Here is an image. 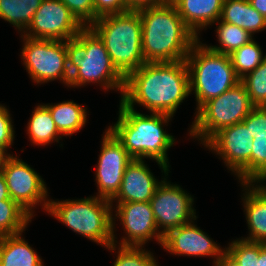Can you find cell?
I'll return each instance as SVG.
<instances>
[{
    "instance_id": "cell-1",
    "label": "cell",
    "mask_w": 266,
    "mask_h": 266,
    "mask_svg": "<svg viewBox=\"0 0 266 266\" xmlns=\"http://www.w3.org/2000/svg\"><path fill=\"white\" fill-rule=\"evenodd\" d=\"M189 95V71L185 60L144 63L125 77L120 101L133 110L139 103L150 113L174 116Z\"/></svg>"
},
{
    "instance_id": "cell-2",
    "label": "cell",
    "mask_w": 266,
    "mask_h": 266,
    "mask_svg": "<svg viewBox=\"0 0 266 266\" xmlns=\"http://www.w3.org/2000/svg\"><path fill=\"white\" fill-rule=\"evenodd\" d=\"M137 11L141 18L145 63L185 60L199 37L183 22L175 6L166 1Z\"/></svg>"
},
{
    "instance_id": "cell-3",
    "label": "cell",
    "mask_w": 266,
    "mask_h": 266,
    "mask_svg": "<svg viewBox=\"0 0 266 266\" xmlns=\"http://www.w3.org/2000/svg\"><path fill=\"white\" fill-rule=\"evenodd\" d=\"M119 104L118 120L107 129L133 159L155 160L164 175L168 176L170 166L167 150L175 144L176 139L163 127L168 126L173 116L163 113L145 115L130 109L121 101Z\"/></svg>"
},
{
    "instance_id": "cell-4",
    "label": "cell",
    "mask_w": 266,
    "mask_h": 266,
    "mask_svg": "<svg viewBox=\"0 0 266 266\" xmlns=\"http://www.w3.org/2000/svg\"><path fill=\"white\" fill-rule=\"evenodd\" d=\"M66 52L70 74L68 87L99 83L100 88L115 89L122 96L125 77L113 65L103 41L89 26L66 41Z\"/></svg>"
},
{
    "instance_id": "cell-5",
    "label": "cell",
    "mask_w": 266,
    "mask_h": 266,
    "mask_svg": "<svg viewBox=\"0 0 266 266\" xmlns=\"http://www.w3.org/2000/svg\"><path fill=\"white\" fill-rule=\"evenodd\" d=\"M89 27L103 41L113 65L124 77L145 63L138 11L108 14L99 17Z\"/></svg>"
},
{
    "instance_id": "cell-6",
    "label": "cell",
    "mask_w": 266,
    "mask_h": 266,
    "mask_svg": "<svg viewBox=\"0 0 266 266\" xmlns=\"http://www.w3.org/2000/svg\"><path fill=\"white\" fill-rule=\"evenodd\" d=\"M113 207L110 200L97 196L49 201L47 212L92 242L107 248L113 244Z\"/></svg>"
},
{
    "instance_id": "cell-7",
    "label": "cell",
    "mask_w": 266,
    "mask_h": 266,
    "mask_svg": "<svg viewBox=\"0 0 266 266\" xmlns=\"http://www.w3.org/2000/svg\"><path fill=\"white\" fill-rule=\"evenodd\" d=\"M189 71L190 94L196 99V111L207 101L220 96L240 82L229 55L216 53L199 40L186 59Z\"/></svg>"
},
{
    "instance_id": "cell-8",
    "label": "cell",
    "mask_w": 266,
    "mask_h": 266,
    "mask_svg": "<svg viewBox=\"0 0 266 266\" xmlns=\"http://www.w3.org/2000/svg\"><path fill=\"white\" fill-rule=\"evenodd\" d=\"M255 106L240 81L220 96L205 102L194 114L189 136L204 145L223 128L242 122Z\"/></svg>"
},
{
    "instance_id": "cell-9",
    "label": "cell",
    "mask_w": 266,
    "mask_h": 266,
    "mask_svg": "<svg viewBox=\"0 0 266 266\" xmlns=\"http://www.w3.org/2000/svg\"><path fill=\"white\" fill-rule=\"evenodd\" d=\"M21 59L29 77L36 84L60 80L69 85L66 41L34 39L21 35Z\"/></svg>"
},
{
    "instance_id": "cell-10",
    "label": "cell",
    "mask_w": 266,
    "mask_h": 266,
    "mask_svg": "<svg viewBox=\"0 0 266 266\" xmlns=\"http://www.w3.org/2000/svg\"><path fill=\"white\" fill-rule=\"evenodd\" d=\"M253 137L243 122L215 133L204 146L219 155L241 183H252Z\"/></svg>"
},
{
    "instance_id": "cell-11",
    "label": "cell",
    "mask_w": 266,
    "mask_h": 266,
    "mask_svg": "<svg viewBox=\"0 0 266 266\" xmlns=\"http://www.w3.org/2000/svg\"><path fill=\"white\" fill-rule=\"evenodd\" d=\"M10 198L34 217L33 209L42 205L47 212L49 207L48 189L44 179L30 165L9 154L2 166ZM39 203V204H38Z\"/></svg>"
},
{
    "instance_id": "cell-12",
    "label": "cell",
    "mask_w": 266,
    "mask_h": 266,
    "mask_svg": "<svg viewBox=\"0 0 266 266\" xmlns=\"http://www.w3.org/2000/svg\"><path fill=\"white\" fill-rule=\"evenodd\" d=\"M167 178H162V183L149 201L157 228L163 236L197 219L194 198L178 184H171Z\"/></svg>"
},
{
    "instance_id": "cell-13",
    "label": "cell",
    "mask_w": 266,
    "mask_h": 266,
    "mask_svg": "<svg viewBox=\"0 0 266 266\" xmlns=\"http://www.w3.org/2000/svg\"><path fill=\"white\" fill-rule=\"evenodd\" d=\"M115 211L113 217V244L117 245L115 236V219H120L124 236L119 246L144 247L151 239H156L159 245L162 244L163 235L159 232L153 215L150 202H126L116 203L112 206ZM115 216V217H114Z\"/></svg>"
},
{
    "instance_id": "cell-14",
    "label": "cell",
    "mask_w": 266,
    "mask_h": 266,
    "mask_svg": "<svg viewBox=\"0 0 266 266\" xmlns=\"http://www.w3.org/2000/svg\"><path fill=\"white\" fill-rule=\"evenodd\" d=\"M84 26L60 0H43L23 36L67 41ZM29 30V31H28Z\"/></svg>"
},
{
    "instance_id": "cell-15",
    "label": "cell",
    "mask_w": 266,
    "mask_h": 266,
    "mask_svg": "<svg viewBox=\"0 0 266 266\" xmlns=\"http://www.w3.org/2000/svg\"><path fill=\"white\" fill-rule=\"evenodd\" d=\"M95 173L97 197L111 200L120 189L126 166L133 160L117 138L106 129Z\"/></svg>"
},
{
    "instance_id": "cell-16",
    "label": "cell",
    "mask_w": 266,
    "mask_h": 266,
    "mask_svg": "<svg viewBox=\"0 0 266 266\" xmlns=\"http://www.w3.org/2000/svg\"><path fill=\"white\" fill-rule=\"evenodd\" d=\"M192 221L186 225L174 228L163 236L161 247L168 253L181 256L213 257L215 266L217 260L225 252L208 234Z\"/></svg>"
},
{
    "instance_id": "cell-17",
    "label": "cell",
    "mask_w": 266,
    "mask_h": 266,
    "mask_svg": "<svg viewBox=\"0 0 266 266\" xmlns=\"http://www.w3.org/2000/svg\"><path fill=\"white\" fill-rule=\"evenodd\" d=\"M143 159H133L127 166L117 194L110 200L115 203L149 202L156 192L159 182Z\"/></svg>"
},
{
    "instance_id": "cell-18",
    "label": "cell",
    "mask_w": 266,
    "mask_h": 266,
    "mask_svg": "<svg viewBox=\"0 0 266 266\" xmlns=\"http://www.w3.org/2000/svg\"><path fill=\"white\" fill-rule=\"evenodd\" d=\"M244 186L242 197L249 235L241 239L266 244V184L240 183Z\"/></svg>"
},
{
    "instance_id": "cell-19",
    "label": "cell",
    "mask_w": 266,
    "mask_h": 266,
    "mask_svg": "<svg viewBox=\"0 0 266 266\" xmlns=\"http://www.w3.org/2000/svg\"><path fill=\"white\" fill-rule=\"evenodd\" d=\"M168 1L175 6L183 22L199 37L201 29H206L220 19L224 0Z\"/></svg>"
},
{
    "instance_id": "cell-20",
    "label": "cell",
    "mask_w": 266,
    "mask_h": 266,
    "mask_svg": "<svg viewBox=\"0 0 266 266\" xmlns=\"http://www.w3.org/2000/svg\"><path fill=\"white\" fill-rule=\"evenodd\" d=\"M220 20L241 27L252 36L266 29V18L248 0H224Z\"/></svg>"
},
{
    "instance_id": "cell-21",
    "label": "cell",
    "mask_w": 266,
    "mask_h": 266,
    "mask_svg": "<svg viewBox=\"0 0 266 266\" xmlns=\"http://www.w3.org/2000/svg\"><path fill=\"white\" fill-rule=\"evenodd\" d=\"M0 266H44L22 233L0 237Z\"/></svg>"
},
{
    "instance_id": "cell-22",
    "label": "cell",
    "mask_w": 266,
    "mask_h": 266,
    "mask_svg": "<svg viewBox=\"0 0 266 266\" xmlns=\"http://www.w3.org/2000/svg\"><path fill=\"white\" fill-rule=\"evenodd\" d=\"M43 105L50 111L57 129L63 137L80 131L87 122V108L73 100Z\"/></svg>"
},
{
    "instance_id": "cell-23",
    "label": "cell",
    "mask_w": 266,
    "mask_h": 266,
    "mask_svg": "<svg viewBox=\"0 0 266 266\" xmlns=\"http://www.w3.org/2000/svg\"><path fill=\"white\" fill-rule=\"evenodd\" d=\"M27 125L26 130L30 142L35 146H45L53 142L59 143V139H62L50 111L43 104L34 108Z\"/></svg>"
},
{
    "instance_id": "cell-24",
    "label": "cell",
    "mask_w": 266,
    "mask_h": 266,
    "mask_svg": "<svg viewBox=\"0 0 266 266\" xmlns=\"http://www.w3.org/2000/svg\"><path fill=\"white\" fill-rule=\"evenodd\" d=\"M43 0H0V19L9 22L22 35Z\"/></svg>"
},
{
    "instance_id": "cell-25",
    "label": "cell",
    "mask_w": 266,
    "mask_h": 266,
    "mask_svg": "<svg viewBox=\"0 0 266 266\" xmlns=\"http://www.w3.org/2000/svg\"><path fill=\"white\" fill-rule=\"evenodd\" d=\"M32 216L11 198L0 201V237L23 233Z\"/></svg>"
},
{
    "instance_id": "cell-26",
    "label": "cell",
    "mask_w": 266,
    "mask_h": 266,
    "mask_svg": "<svg viewBox=\"0 0 266 266\" xmlns=\"http://www.w3.org/2000/svg\"><path fill=\"white\" fill-rule=\"evenodd\" d=\"M216 23L218 24L216 27V37L220 45L209 46L208 44H204L207 48L216 53L229 55L234 50L254 39L249 32L234 24L222 22L220 19Z\"/></svg>"
},
{
    "instance_id": "cell-27",
    "label": "cell",
    "mask_w": 266,
    "mask_h": 266,
    "mask_svg": "<svg viewBox=\"0 0 266 266\" xmlns=\"http://www.w3.org/2000/svg\"><path fill=\"white\" fill-rule=\"evenodd\" d=\"M232 66L241 79L249 72L255 70L266 57L263 56L262 48L254 39L229 54Z\"/></svg>"
},
{
    "instance_id": "cell-28",
    "label": "cell",
    "mask_w": 266,
    "mask_h": 266,
    "mask_svg": "<svg viewBox=\"0 0 266 266\" xmlns=\"http://www.w3.org/2000/svg\"><path fill=\"white\" fill-rule=\"evenodd\" d=\"M143 248L144 247L116 246L115 244H111L107 247L108 250L112 252L117 250L118 253L113 266H159L153 253Z\"/></svg>"
},
{
    "instance_id": "cell-29",
    "label": "cell",
    "mask_w": 266,
    "mask_h": 266,
    "mask_svg": "<svg viewBox=\"0 0 266 266\" xmlns=\"http://www.w3.org/2000/svg\"><path fill=\"white\" fill-rule=\"evenodd\" d=\"M255 107L266 106V57L252 72L240 79Z\"/></svg>"
},
{
    "instance_id": "cell-30",
    "label": "cell",
    "mask_w": 266,
    "mask_h": 266,
    "mask_svg": "<svg viewBox=\"0 0 266 266\" xmlns=\"http://www.w3.org/2000/svg\"><path fill=\"white\" fill-rule=\"evenodd\" d=\"M225 251L240 266H256V259H259V243L243 239H235L225 247Z\"/></svg>"
},
{
    "instance_id": "cell-31",
    "label": "cell",
    "mask_w": 266,
    "mask_h": 266,
    "mask_svg": "<svg viewBox=\"0 0 266 266\" xmlns=\"http://www.w3.org/2000/svg\"><path fill=\"white\" fill-rule=\"evenodd\" d=\"M266 181V137L254 138L252 146V183Z\"/></svg>"
},
{
    "instance_id": "cell-32",
    "label": "cell",
    "mask_w": 266,
    "mask_h": 266,
    "mask_svg": "<svg viewBox=\"0 0 266 266\" xmlns=\"http://www.w3.org/2000/svg\"><path fill=\"white\" fill-rule=\"evenodd\" d=\"M84 26L94 22V0H60Z\"/></svg>"
},
{
    "instance_id": "cell-33",
    "label": "cell",
    "mask_w": 266,
    "mask_h": 266,
    "mask_svg": "<svg viewBox=\"0 0 266 266\" xmlns=\"http://www.w3.org/2000/svg\"><path fill=\"white\" fill-rule=\"evenodd\" d=\"M242 122L253 138L266 137V106L254 107Z\"/></svg>"
},
{
    "instance_id": "cell-34",
    "label": "cell",
    "mask_w": 266,
    "mask_h": 266,
    "mask_svg": "<svg viewBox=\"0 0 266 266\" xmlns=\"http://www.w3.org/2000/svg\"><path fill=\"white\" fill-rule=\"evenodd\" d=\"M9 109L0 104V148L7 153L15 138L14 125Z\"/></svg>"
},
{
    "instance_id": "cell-35",
    "label": "cell",
    "mask_w": 266,
    "mask_h": 266,
    "mask_svg": "<svg viewBox=\"0 0 266 266\" xmlns=\"http://www.w3.org/2000/svg\"><path fill=\"white\" fill-rule=\"evenodd\" d=\"M130 11L126 0H94V22L102 16Z\"/></svg>"
},
{
    "instance_id": "cell-36",
    "label": "cell",
    "mask_w": 266,
    "mask_h": 266,
    "mask_svg": "<svg viewBox=\"0 0 266 266\" xmlns=\"http://www.w3.org/2000/svg\"><path fill=\"white\" fill-rule=\"evenodd\" d=\"M168 0H126L129 10L137 11L144 7L156 6Z\"/></svg>"
},
{
    "instance_id": "cell-37",
    "label": "cell",
    "mask_w": 266,
    "mask_h": 266,
    "mask_svg": "<svg viewBox=\"0 0 266 266\" xmlns=\"http://www.w3.org/2000/svg\"><path fill=\"white\" fill-rule=\"evenodd\" d=\"M215 266H240L235 260L225 251L217 260Z\"/></svg>"
},
{
    "instance_id": "cell-38",
    "label": "cell",
    "mask_w": 266,
    "mask_h": 266,
    "mask_svg": "<svg viewBox=\"0 0 266 266\" xmlns=\"http://www.w3.org/2000/svg\"><path fill=\"white\" fill-rule=\"evenodd\" d=\"M10 199L8 187L2 171H0V201Z\"/></svg>"
},
{
    "instance_id": "cell-39",
    "label": "cell",
    "mask_w": 266,
    "mask_h": 266,
    "mask_svg": "<svg viewBox=\"0 0 266 266\" xmlns=\"http://www.w3.org/2000/svg\"><path fill=\"white\" fill-rule=\"evenodd\" d=\"M253 8L266 18V0H248Z\"/></svg>"
},
{
    "instance_id": "cell-40",
    "label": "cell",
    "mask_w": 266,
    "mask_h": 266,
    "mask_svg": "<svg viewBox=\"0 0 266 266\" xmlns=\"http://www.w3.org/2000/svg\"><path fill=\"white\" fill-rule=\"evenodd\" d=\"M256 266H266V244L259 243V259H256Z\"/></svg>"
},
{
    "instance_id": "cell-41",
    "label": "cell",
    "mask_w": 266,
    "mask_h": 266,
    "mask_svg": "<svg viewBox=\"0 0 266 266\" xmlns=\"http://www.w3.org/2000/svg\"><path fill=\"white\" fill-rule=\"evenodd\" d=\"M8 155L9 153H6L0 148V171L2 170L3 162Z\"/></svg>"
}]
</instances>
